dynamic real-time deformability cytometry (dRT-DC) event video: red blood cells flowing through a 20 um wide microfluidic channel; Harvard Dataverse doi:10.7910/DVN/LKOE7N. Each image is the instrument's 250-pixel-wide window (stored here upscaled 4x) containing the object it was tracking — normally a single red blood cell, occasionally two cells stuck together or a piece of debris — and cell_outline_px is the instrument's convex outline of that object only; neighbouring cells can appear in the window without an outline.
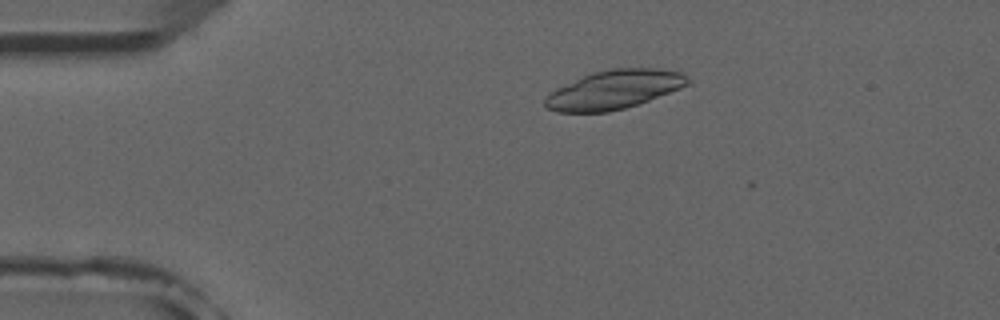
{"species": "common noctule bat (a hibernating species)", "species_latin": "Nyctalus noctula", "temperature_condition": "room temperature", "stored_images_in_passage": 4, "camera_frame_rate_fps": 3000, "um_per_image_px": 0.085, "animal": {"sex": "male", "forearm_length_mm": 52.5}, "frame": {"image": 1, "passage_image": 3, "time_ms": 3.333, "image_size_px": [1000, 320], "cell_outline_px": [[692, 84], [648, 100], [624, 108], [608, 112], [556, 112], [548, 108], [544, 104], [544, 96], [556, 88], [592, 72], [612, 68], [660, 68], [680, 72], [692, 80]], "centroid_in_image_um": [52.21, 7.61], "position_along_channel_um": 32.8, "area_um2": 32.31}}